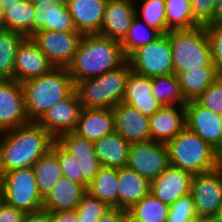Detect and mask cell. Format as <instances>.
<instances>
[{
	"mask_svg": "<svg viewBox=\"0 0 222 222\" xmlns=\"http://www.w3.org/2000/svg\"><path fill=\"white\" fill-rule=\"evenodd\" d=\"M54 141L35 122L4 131L0 138V176L12 170L33 167L51 149Z\"/></svg>",
	"mask_w": 222,
	"mask_h": 222,
	"instance_id": "obj_1",
	"label": "cell"
},
{
	"mask_svg": "<svg viewBox=\"0 0 222 222\" xmlns=\"http://www.w3.org/2000/svg\"><path fill=\"white\" fill-rule=\"evenodd\" d=\"M126 61L121 42L100 34H84L67 69L76 84L118 69Z\"/></svg>",
	"mask_w": 222,
	"mask_h": 222,
	"instance_id": "obj_2",
	"label": "cell"
},
{
	"mask_svg": "<svg viewBox=\"0 0 222 222\" xmlns=\"http://www.w3.org/2000/svg\"><path fill=\"white\" fill-rule=\"evenodd\" d=\"M28 122L37 123L46 111L65 100L75 84L67 68H53L47 74L22 83Z\"/></svg>",
	"mask_w": 222,
	"mask_h": 222,
	"instance_id": "obj_3",
	"label": "cell"
},
{
	"mask_svg": "<svg viewBox=\"0 0 222 222\" xmlns=\"http://www.w3.org/2000/svg\"><path fill=\"white\" fill-rule=\"evenodd\" d=\"M170 166L194 174L217 169L218 152L185 127L166 143Z\"/></svg>",
	"mask_w": 222,
	"mask_h": 222,
	"instance_id": "obj_4",
	"label": "cell"
},
{
	"mask_svg": "<svg viewBox=\"0 0 222 222\" xmlns=\"http://www.w3.org/2000/svg\"><path fill=\"white\" fill-rule=\"evenodd\" d=\"M131 67L126 61L118 69L75 84L82 108L112 109L122 102Z\"/></svg>",
	"mask_w": 222,
	"mask_h": 222,
	"instance_id": "obj_5",
	"label": "cell"
},
{
	"mask_svg": "<svg viewBox=\"0 0 222 222\" xmlns=\"http://www.w3.org/2000/svg\"><path fill=\"white\" fill-rule=\"evenodd\" d=\"M169 42L173 57L174 73L199 67H215L205 26L191 29L170 30Z\"/></svg>",
	"mask_w": 222,
	"mask_h": 222,
	"instance_id": "obj_6",
	"label": "cell"
},
{
	"mask_svg": "<svg viewBox=\"0 0 222 222\" xmlns=\"http://www.w3.org/2000/svg\"><path fill=\"white\" fill-rule=\"evenodd\" d=\"M3 202L24 213L42 209L43 198L39 193L32 167L12 170L0 176Z\"/></svg>",
	"mask_w": 222,
	"mask_h": 222,
	"instance_id": "obj_7",
	"label": "cell"
},
{
	"mask_svg": "<svg viewBox=\"0 0 222 222\" xmlns=\"http://www.w3.org/2000/svg\"><path fill=\"white\" fill-rule=\"evenodd\" d=\"M131 71L145 77L174 73L169 32L155 41L140 46L127 56Z\"/></svg>",
	"mask_w": 222,
	"mask_h": 222,
	"instance_id": "obj_8",
	"label": "cell"
},
{
	"mask_svg": "<svg viewBox=\"0 0 222 222\" xmlns=\"http://www.w3.org/2000/svg\"><path fill=\"white\" fill-rule=\"evenodd\" d=\"M82 36L80 32L38 30L30 39L55 68H67L74 58Z\"/></svg>",
	"mask_w": 222,
	"mask_h": 222,
	"instance_id": "obj_9",
	"label": "cell"
},
{
	"mask_svg": "<svg viewBox=\"0 0 222 222\" xmlns=\"http://www.w3.org/2000/svg\"><path fill=\"white\" fill-rule=\"evenodd\" d=\"M169 165L166 143L153 140L130 143L126 166L149 181L156 179Z\"/></svg>",
	"mask_w": 222,
	"mask_h": 222,
	"instance_id": "obj_10",
	"label": "cell"
},
{
	"mask_svg": "<svg viewBox=\"0 0 222 222\" xmlns=\"http://www.w3.org/2000/svg\"><path fill=\"white\" fill-rule=\"evenodd\" d=\"M196 216L217 218L222 205V175L215 169L194 174L191 192Z\"/></svg>",
	"mask_w": 222,
	"mask_h": 222,
	"instance_id": "obj_11",
	"label": "cell"
},
{
	"mask_svg": "<svg viewBox=\"0 0 222 222\" xmlns=\"http://www.w3.org/2000/svg\"><path fill=\"white\" fill-rule=\"evenodd\" d=\"M186 127L196 133L218 153H222V121L215 113L200 105L196 100L185 105Z\"/></svg>",
	"mask_w": 222,
	"mask_h": 222,
	"instance_id": "obj_12",
	"label": "cell"
},
{
	"mask_svg": "<svg viewBox=\"0 0 222 222\" xmlns=\"http://www.w3.org/2000/svg\"><path fill=\"white\" fill-rule=\"evenodd\" d=\"M27 123L22 83L13 79L0 80V128L7 131Z\"/></svg>",
	"mask_w": 222,
	"mask_h": 222,
	"instance_id": "obj_13",
	"label": "cell"
},
{
	"mask_svg": "<svg viewBox=\"0 0 222 222\" xmlns=\"http://www.w3.org/2000/svg\"><path fill=\"white\" fill-rule=\"evenodd\" d=\"M81 109L79 96L74 90L65 100L49 108L37 123L56 140L64 133L74 132Z\"/></svg>",
	"mask_w": 222,
	"mask_h": 222,
	"instance_id": "obj_14",
	"label": "cell"
},
{
	"mask_svg": "<svg viewBox=\"0 0 222 222\" xmlns=\"http://www.w3.org/2000/svg\"><path fill=\"white\" fill-rule=\"evenodd\" d=\"M55 68L37 45L26 37L18 46L14 60V80L23 83L43 76Z\"/></svg>",
	"mask_w": 222,
	"mask_h": 222,
	"instance_id": "obj_15",
	"label": "cell"
},
{
	"mask_svg": "<svg viewBox=\"0 0 222 222\" xmlns=\"http://www.w3.org/2000/svg\"><path fill=\"white\" fill-rule=\"evenodd\" d=\"M192 178V173L169 165L156 179L150 181V193L171 206L179 198L190 194Z\"/></svg>",
	"mask_w": 222,
	"mask_h": 222,
	"instance_id": "obj_16",
	"label": "cell"
},
{
	"mask_svg": "<svg viewBox=\"0 0 222 222\" xmlns=\"http://www.w3.org/2000/svg\"><path fill=\"white\" fill-rule=\"evenodd\" d=\"M134 0H108L100 35L122 42L136 17Z\"/></svg>",
	"mask_w": 222,
	"mask_h": 222,
	"instance_id": "obj_17",
	"label": "cell"
},
{
	"mask_svg": "<svg viewBox=\"0 0 222 222\" xmlns=\"http://www.w3.org/2000/svg\"><path fill=\"white\" fill-rule=\"evenodd\" d=\"M56 141L77 160L79 176H83L90 183L102 168L96 156L93 142L74 132L62 134Z\"/></svg>",
	"mask_w": 222,
	"mask_h": 222,
	"instance_id": "obj_18",
	"label": "cell"
},
{
	"mask_svg": "<svg viewBox=\"0 0 222 222\" xmlns=\"http://www.w3.org/2000/svg\"><path fill=\"white\" fill-rule=\"evenodd\" d=\"M115 132L129 143L150 141L149 117L120 102L113 108Z\"/></svg>",
	"mask_w": 222,
	"mask_h": 222,
	"instance_id": "obj_19",
	"label": "cell"
},
{
	"mask_svg": "<svg viewBox=\"0 0 222 222\" xmlns=\"http://www.w3.org/2000/svg\"><path fill=\"white\" fill-rule=\"evenodd\" d=\"M186 127L185 106H163L149 117L150 140L167 143Z\"/></svg>",
	"mask_w": 222,
	"mask_h": 222,
	"instance_id": "obj_20",
	"label": "cell"
},
{
	"mask_svg": "<svg viewBox=\"0 0 222 222\" xmlns=\"http://www.w3.org/2000/svg\"><path fill=\"white\" fill-rule=\"evenodd\" d=\"M108 0H66V6L78 32L100 34Z\"/></svg>",
	"mask_w": 222,
	"mask_h": 222,
	"instance_id": "obj_21",
	"label": "cell"
},
{
	"mask_svg": "<svg viewBox=\"0 0 222 222\" xmlns=\"http://www.w3.org/2000/svg\"><path fill=\"white\" fill-rule=\"evenodd\" d=\"M122 102L148 117L154 115L163 107L153 97L151 78L138 75L132 71L126 79Z\"/></svg>",
	"mask_w": 222,
	"mask_h": 222,
	"instance_id": "obj_22",
	"label": "cell"
},
{
	"mask_svg": "<svg viewBox=\"0 0 222 222\" xmlns=\"http://www.w3.org/2000/svg\"><path fill=\"white\" fill-rule=\"evenodd\" d=\"M115 132L112 109L82 108L74 130L78 136L91 142Z\"/></svg>",
	"mask_w": 222,
	"mask_h": 222,
	"instance_id": "obj_23",
	"label": "cell"
},
{
	"mask_svg": "<svg viewBox=\"0 0 222 222\" xmlns=\"http://www.w3.org/2000/svg\"><path fill=\"white\" fill-rule=\"evenodd\" d=\"M86 192L84 186L63 176L43 198L42 208L48 212L74 210Z\"/></svg>",
	"mask_w": 222,
	"mask_h": 222,
	"instance_id": "obj_24",
	"label": "cell"
},
{
	"mask_svg": "<svg viewBox=\"0 0 222 222\" xmlns=\"http://www.w3.org/2000/svg\"><path fill=\"white\" fill-rule=\"evenodd\" d=\"M34 11V32L38 30L78 32L66 3H40L35 5Z\"/></svg>",
	"mask_w": 222,
	"mask_h": 222,
	"instance_id": "obj_25",
	"label": "cell"
},
{
	"mask_svg": "<svg viewBox=\"0 0 222 222\" xmlns=\"http://www.w3.org/2000/svg\"><path fill=\"white\" fill-rule=\"evenodd\" d=\"M118 208L129 210L150 193V181L125 166L118 169Z\"/></svg>",
	"mask_w": 222,
	"mask_h": 222,
	"instance_id": "obj_26",
	"label": "cell"
},
{
	"mask_svg": "<svg viewBox=\"0 0 222 222\" xmlns=\"http://www.w3.org/2000/svg\"><path fill=\"white\" fill-rule=\"evenodd\" d=\"M94 150L102 167L122 168L127 165L130 143L114 132L93 142Z\"/></svg>",
	"mask_w": 222,
	"mask_h": 222,
	"instance_id": "obj_27",
	"label": "cell"
},
{
	"mask_svg": "<svg viewBox=\"0 0 222 222\" xmlns=\"http://www.w3.org/2000/svg\"><path fill=\"white\" fill-rule=\"evenodd\" d=\"M2 28L30 37L34 33L35 5L21 0L9 7H1Z\"/></svg>",
	"mask_w": 222,
	"mask_h": 222,
	"instance_id": "obj_28",
	"label": "cell"
},
{
	"mask_svg": "<svg viewBox=\"0 0 222 222\" xmlns=\"http://www.w3.org/2000/svg\"><path fill=\"white\" fill-rule=\"evenodd\" d=\"M40 195L44 198L63 177L62 169L57 158V141L32 167Z\"/></svg>",
	"mask_w": 222,
	"mask_h": 222,
	"instance_id": "obj_29",
	"label": "cell"
},
{
	"mask_svg": "<svg viewBox=\"0 0 222 222\" xmlns=\"http://www.w3.org/2000/svg\"><path fill=\"white\" fill-rule=\"evenodd\" d=\"M220 75L216 67H199L181 72L178 79L184 100H196Z\"/></svg>",
	"mask_w": 222,
	"mask_h": 222,
	"instance_id": "obj_30",
	"label": "cell"
},
{
	"mask_svg": "<svg viewBox=\"0 0 222 222\" xmlns=\"http://www.w3.org/2000/svg\"><path fill=\"white\" fill-rule=\"evenodd\" d=\"M118 169L102 167L89 183L87 192L97 197L110 208H118Z\"/></svg>",
	"mask_w": 222,
	"mask_h": 222,
	"instance_id": "obj_31",
	"label": "cell"
},
{
	"mask_svg": "<svg viewBox=\"0 0 222 222\" xmlns=\"http://www.w3.org/2000/svg\"><path fill=\"white\" fill-rule=\"evenodd\" d=\"M128 212V222H167L169 206L149 193Z\"/></svg>",
	"mask_w": 222,
	"mask_h": 222,
	"instance_id": "obj_32",
	"label": "cell"
},
{
	"mask_svg": "<svg viewBox=\"0 0 222 222\" xmlns=\"http://www.w3.org/2000/svg\"><path fill=\"white\" fill-rule=\"evenodd\" d=\"M153 97L162 106L181 105L185 106L178 76L173 74L151 77Z\"/></svg>",
	"mask_w": 222,
	"mask_h": 222,
	"instance_id": "obj_33",
	"label": "cell"
},
{
	"mask_svg": "<svg viewBox=\"0 0 222 222\" xmlns=\"http://www.w3.org/2000/svg\"><path fill=\"white\" fill-rule=\"evenodd\" d=\"M21 33L0 29V80H14V60L19 44L25 39Z\"/></svg>",
	"mask_w": 222,
	"mask_h": 222,
	"instance_id": "obj_34",
	"label": "cell"
},
{
	"mask_svg": "<svg viewBox=\"0 0 222 222\" xmlns=\"http://www.w3.org/2000/svg\"><path fill=\"white\" fill-rule=\"evenodd\" d=\"M165 13L169 30L191 29L200 25L192 15L190 0H165Z\"/></svg>",
	"mask_w": 222,
	"mask_h": 222,
	"instance_id": "obj_35",
	"label": "cell"
},
{
	"mask_svg": "<svg viewBox=\"0 0 222 222\" xmlns=\"http://www.w3.org/2000/svg\"><path fill=\"white\" fill-rule=\"evenodd\" d=\"M140 16H136L129 28L127 36L121 42L124 55L127 57L136 48L155 41L162 34L149 27L145 22H140Z\"/></svg>",
	"mask_w": 222,
	"mask_h": 222,
	"instance_id": "obj_36",
	"label": "cell"
},
{
	"mask_svg": "<svg viewBox=\"0 0 222 222\" xmlns=\"http://www.w3.org/2000/svg\"><path fill=\"white\" fill-rule=\"evenodd\" d=\"M134 1L136 7V16H139L141 14V19L149 27L158 30L161 34H166L170 31L166 26L165 0ZM138 2H140V7L138 6Z\"/></svg>",
	"mask_w": 222,
	"mask_h": 222,
	"instance_id": "obj_37",
	"label": "cell"
},
{
	"mask_svg": "<svg viewBox=\"0 0 222 222\" xmlns=\"http://www.w3.org/2000/svg\"><path fill=\"white\" fill-rule=\"evenodd\" d=\"M108 209L110 207L106 203L86 192L76 208L77 222H95Z\"/></svg>",
	"mask_w": 222,
	"mask_h": 222,
	"instance_id": "obj_38",
	"label": "cell"
},
{
	"mask_svg": "<svg viewBox=\"0 0 222 222\" xmlns=\"http://www.w3.org/2000/svg\"><path fill=\"white\" fill-rule=\"evenodd\" d=\"M196 217L193 198L189 194L169 206L167 222H193Z\"/></svg>",
	"mask_w": 222,
	"mask_h": 222,
	"instance_id": "obj_39",
	"label": "cell"
},
{
	"mask_svg": "<svg viewBox=\"0 0 222 222\" xmlns=\"http://www.w3.org/2000/svg\"><path fill=\"white\" fill-rule=\"evenodd\" d=\"M57 158L62 169L63 176L75 181L86 189H88L89 183L79 176V167L77 160L66 151L58 142H57Z\"/></svg>",
	"mask_w": 222,
	"mask_h": 222,
	"instance_id": "obj_40",
	"label": "cell"
},
{
	"mask_svg": "<svg viewBox=\"0 0 222 222\" xmlns=\"http://www.w3.org/2000/svg\"><path fill=\"white\" fill-rule=\"evenodd\" d=\"M196 101L215 113L222 110V74L216 78Z\"/></svg>",
	"mask_w": 222,
	"mask_h": 222,
	"instance_id": "obj_41",
	"label": "cell"
},
{
	"mask_svg": "<svg viewBox=\"0 0 222 222\" xmlns=\"http://www.w3.org/2000/svg\"><path fill=\"white\" fill-rule=\"evenodd\" d=\"M205 29L210 44L212 63L222 74V24L205 25Z\"/></svg>",
	"mask_w": 222,
	"mask_h": 222,
	"instance_id": "obj_42",
	"label": "cell"
},
{
	"mask_svg": "<svg viewBox=\"0 0 222 222\" xmlns=\"http://www.w3.org/2000/svg\"><path fill=\"white\" fill-rule=\"evenodd\" d=\"M216 0H190V8L194 19L200 25H207L213 17Z\"/></svg>",
	"mask_w": 222,
	"mask_h": 222,
	"instance_id": "obj_43",
	"label": "cell"
},
{
	"mask_svg": "<svg viewBox=\"0 0 222 222\" xmlns=\"http://www.w3.org/2000/svg\"><path fill=\"white\" fill-rule=\"evenodd\" d=\"M24 214L22 210L5 202L0 205V222H21Z\"/></svg>",
	"mask_w": 222,
	"mask_h": 222,
	"instance_id": "obj_44",
	"label": "cell"
},
{
	"mask_svg": "<svg viewBox=\"0 0 222 222\" xmlns=\"http://www.w3.org/2000/svg\"><path fill=\"white\" fill-rule=\"evenodd\" d=\"M95 222H128V212L124 209L110 208Z\"/></svg>",
	"mask_w": 222,
	"mask_h": 222,
	"instance_id": "obj_45",
	"label": "cell"
},
{
	"mask_svg": "<svg viewBox=\"0 0 222 222\" xmlns=\"http://www.w3.org/2000/svg\"><path fill=\"white\" fill-rule=\"evenodd\" d=\"M50 222H77V210L49 212Z\"/></svg>",
	"mask_w": 222,
	"mask_h": 222,
	"instance_id": "obj_46",
	"label": "cell"
},
{
	"mask_svg": "<svg viewBox=\"0 0 222 222\" xmlns=\"http://www.w3.org/2000/svg\"><path fill=\"white\" fill-rule=\"evenodd\" d=\"M21 222H50L49 212L43 208L23 215Z\"/></svg>",
	"mask_w": 222,
	"mask_h": 222,
	"instance_id": "obj_47",
	"label": "cell"
},
{
	"mask_svg": "<svg viewBox=\"0 0 222 222\" xmlns=\"http://www.w3.org/2000/svg\"><path fill=\"white\" fill-rule=\"evenodd\" d=\"M222 24V0H216L212 20L207 25Z\"/></svg>",
	"mask_w": 222,
	"mask_h": 222,
	"instance_id": "obj_48",
	"label": "cell"
},
{
	"mask_svg": "<svg viewBox=\"0 0 222 222\" xmlns=\"http://www.w3.org/2000/svg\"><path fill=\"white\" fill-rule=\"evenodd\" d=\"M29 1L32 2L34 5H39L40 3H47V2L66 3V0H29Z\"/></svg>",
	"mask_w": 222,
	"mask_h": 222,
	"instance_id": "obj_49",
	"label": "cell"
},
{
	"mask_svg": "<svg viewBox=\"0 0 222 222\" xmlns=\"http://www.w3.org/2000/svg\"><path fill=\"white\" fill-rule=\"evenodd\" d=\"M193 222H219L218 218H212V217H196V219Z\"/></svg>",
	"mask_w": 222,
	"mask_h": 222,
	"instance_id": "obj_50",
	"label": "cell"
},
{
	"mask_svg": "<svg viewBox=\"0 0 222 222\" xmlns=\"http://www.w3.org/2000/svg\"><path fill=\"white\" fill-rule=\"evenodd\" d=\"M21 0H0V6L1 7H9Z\"/></svg>",
	"mask_w": 222,
	"mask_h": 222,
	"instance_id": "obj_51",
	"label": "cell"
},
{
	"mask_svg": "<svg viewBox=\"0 0 222 222\" xmlns=\"http://www.w3.org/2000/svg\"><path fill=\"white\" fill-rule=\"evenodd\" d=\"M217 170L221 173L222 175V153L218 154V159H217Z\"/></svg>",
	"mask_w": 222,
	"mask_h": 222,
	"instance_id": "obj_52",
	"label": "cell"
},
{
	"mask_svg": "<svg viewBox=\"0 0 222 222\" xmlns=\"http://www.w3.org/2000/svg\"><path fill=\"white\" fill-rule=\"evenodd\" d=\"M3 202V190H2V186H1V182H0V205Z\"/></svg>",
	"mask_w": 222,
	"mask_h": 222,
	"instance_id": "obj_53",
	"label": "cell"
},
{
	"mask_svg": "<svg viewBox=\"0 0 222 222\" xmlns=\"http://www.w3.org/2000/svg\"><path fill=\"white\" fill-rule=\"evenodd\" d=\"M217 218L219 219V222H222V205H221L220 212Z\"/></svg>",
	"mask_w": 222,
	"mask_h": 222,
	"instance_id": "obj_54",
	"label": "cell"
},
{
	"mask_svg": "<svg viewBox=\"0 0 222 222\" xmlns=\"http://www.w3.org/2000/svg\"><path fill=\"white\" fill-rule=\"evenodd\" d=\"M1 14H2V9H1V6H0V29L2 28Z\"/></svg>",
	"mask_w": 222,
	"mask_h": 222,
	"instance_id": "obj_55",
	"label": "cell"
},
{
	"mask_svg": "<svg viewBox=\"0 0 222 222\" xmlns=\"http://www.w3.org/2000/svg\"><path fill=\"white\" fill-rule=\"evenodd\" d=\"M3 134H4V131L0 128V138L2 137Z\"/></svg>",
	"mask_w": 222,
	"mask_h": 222,
	"instance_id": "obj_56",
	"label": "cell"
},
{
	"mask_svg": "<svg viewBox=\"0 0 222 222\" xmlns=\"http://www.w3.org/2000/svg\"><path fill=\"white\" fill-rule=\"evenodd\" d=\"M219 116H220V119H221V121H222V110H221V112L219 113Z\"/></svg>",
	"mask_w": 222,
	"mask_h": 222,
	"instance_id": "obj_57",
	"label": "cell"
}]
</instances>
